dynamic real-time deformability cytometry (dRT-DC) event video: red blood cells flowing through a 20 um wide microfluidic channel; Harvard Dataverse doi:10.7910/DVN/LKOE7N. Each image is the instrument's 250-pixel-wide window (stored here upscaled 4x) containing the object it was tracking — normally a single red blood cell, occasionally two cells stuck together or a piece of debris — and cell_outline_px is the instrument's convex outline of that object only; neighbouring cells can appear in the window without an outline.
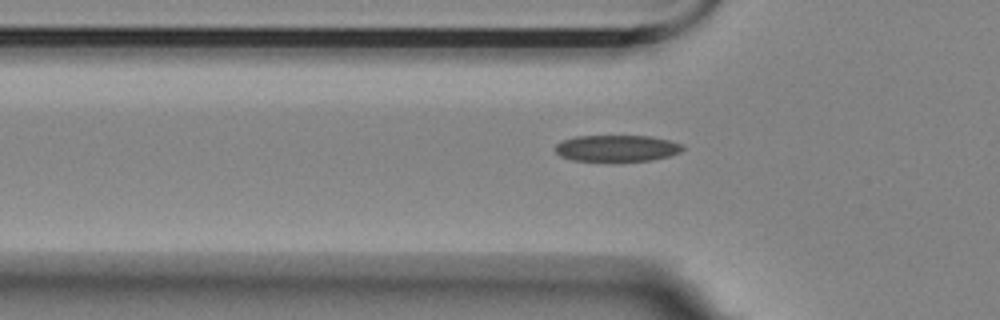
{"species": "Egyptian fruit bat (a non-hibernating species)", "species_latin": "Rousettus aegyptiacus", "temperature_condition": "room temperature", "stored_images_in_passage": 35, "camera_frame_rate_fps": 3000, "um_per_image_px": 0.085, "animal": {"sex": "female"}, "frame": {"image": 1, "passage_image": 4, "time_ms": 1.0, "image_size_px": [1000, 320], "cell_outline_px": [[684, 148], [680, 152], [668, 156], [652, 160], [572, 160], [560, 156], [556, 152], [556, 144], [560, 140], [576, 136], [652, 136], [668, 140], [680, 144]], "centroid_in_image_um": [52.4, 12.58], "position_along_channel_um": 73.4, "area_um2": 19.36}}
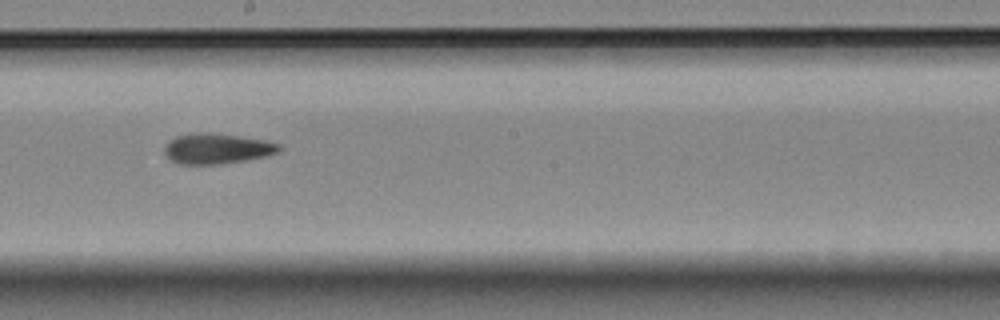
{"frame": {"image": 2, "passage_image": 17, "time_ms": 5.333, "image_size_px": [1000, 320], "cell_outline_px": [[280, 152], [268, 156], [248, 160], [220, 164], [176, 164], [168, 160], [164, 156], [164, 148], [168, 140], [176, 136], [200, 132], [212, 132], [240, 136], [264, 140], [280, 144]], "centroid_in_image_um": [18.41, 12.64], "position_along_channel_um": 229.8, "area_um2": 20.75}}
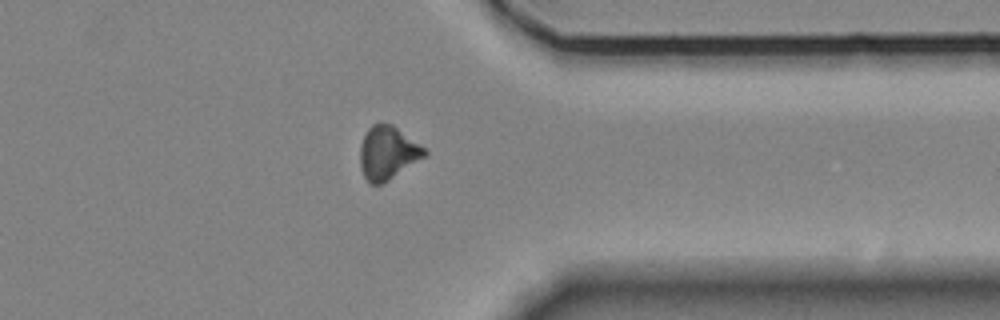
{"frame": {"image": 3, "passage_image": 30, "time_ms": 9.667, "image_size_px": [1000, 320], "cell_outline_px": [[428, 156], [388, 180], [380, 184], [368, 184], [360, 168], [360, 144], [368, 128], [372, 124], [392, 124], [424, 148], [428, 152]], "centroid_in_image_um": [32.95, 13.01], "position_along_channel_um": 378.5, "area_um2": 20.0}}